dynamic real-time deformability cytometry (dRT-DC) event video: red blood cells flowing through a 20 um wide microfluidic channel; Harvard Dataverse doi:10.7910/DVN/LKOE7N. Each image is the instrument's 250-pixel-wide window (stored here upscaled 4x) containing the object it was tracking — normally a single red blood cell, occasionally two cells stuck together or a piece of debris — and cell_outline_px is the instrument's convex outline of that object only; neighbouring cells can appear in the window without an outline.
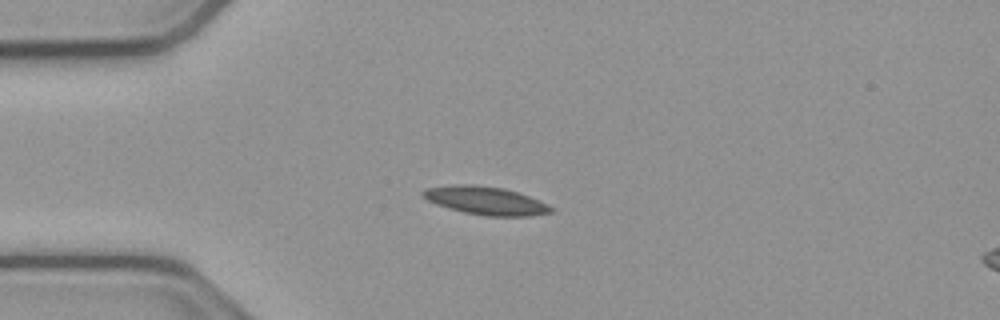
{"species": "common noctule bat (a hibernating species)", "species_latin": "Nyctalus noctula", "temperature_condition": "cold", "stored_images_in_passage": 41, "camera_frame_rate_fps": 3000, "um_per_image_px": 0.085, "animal": {"sex": "male", "body_mass_g": 23.1, "forearm_length_mm": 52.7}, "frame": {"image": 1, "passage_image": 1, "time_ms": 0.0, "image_size_px": [1000, 320], "cell_outline_px": [[556, 208], [552, 212], [532, 216], [484, 216], [464, 212], [448, 208], [436, 204], [428, 200], [420, 192], [424, 188], [452, 184], [476, 184], [504, 188], [540, 200]], "centroid_in_image_um": [41.29, 17.05], "position_along_channel_um": 43.7, "area_um2": 21.27}}
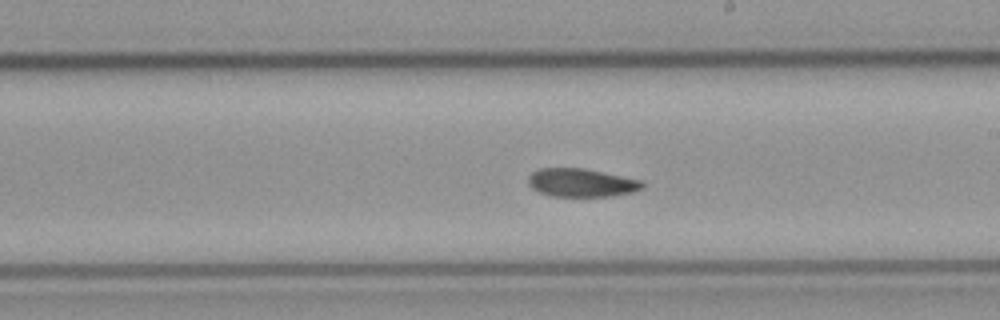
{"frame": {"image": 2, "passage_image": 18, "time_ms": 5.667, "image_size_px": [1000, 320], "cell_outline_px": [[644, 188], [632, 192], [612, 196], [548, 196], [532, 188], [528, 184], [528, 176], [536, 168], [584, 168], [644, 180]], "centroid_in_image_um": [49.43, 15.52], "position_along_channel_um": 239.6, "area_um2": 19.07}}
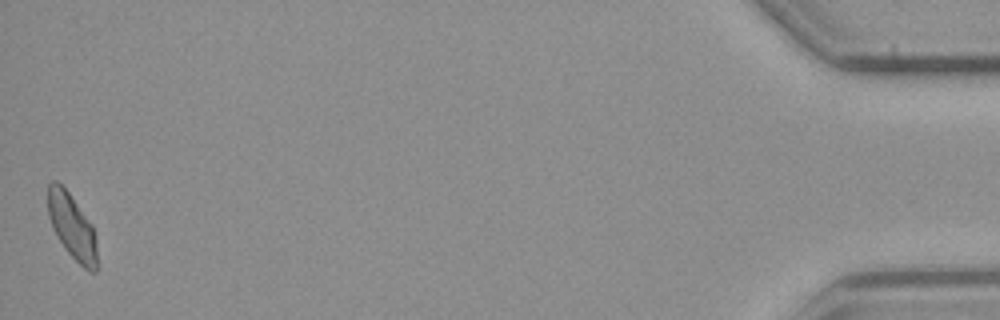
{"frame": {"image": 3, "passage_image": 41, "time_ms": 13.333, "image_size_px": [1000, 320], "cell_outline_px": [[96, 272], [88, 272], [64, 248], [48, 216], [48, 184], [52, 180], [56, 180], [68, 192], [92, 224], [96, 236]], "centroid_in_image_um": [6.13, 19.25], "position_along_channel_um": 429.1, "area_um2": 18.32}, "authors_computed_cell_mechanics": {"area_um2": 19.3052, "velocity_mm_per_s": 3.7998, "shape_relaxation_time_tau1_ms": null, "shape_relaxation_time_tau2_ms": 3.6045, "deformation_change_tau1": null, "deformation_change_tau2": 0.0823}}